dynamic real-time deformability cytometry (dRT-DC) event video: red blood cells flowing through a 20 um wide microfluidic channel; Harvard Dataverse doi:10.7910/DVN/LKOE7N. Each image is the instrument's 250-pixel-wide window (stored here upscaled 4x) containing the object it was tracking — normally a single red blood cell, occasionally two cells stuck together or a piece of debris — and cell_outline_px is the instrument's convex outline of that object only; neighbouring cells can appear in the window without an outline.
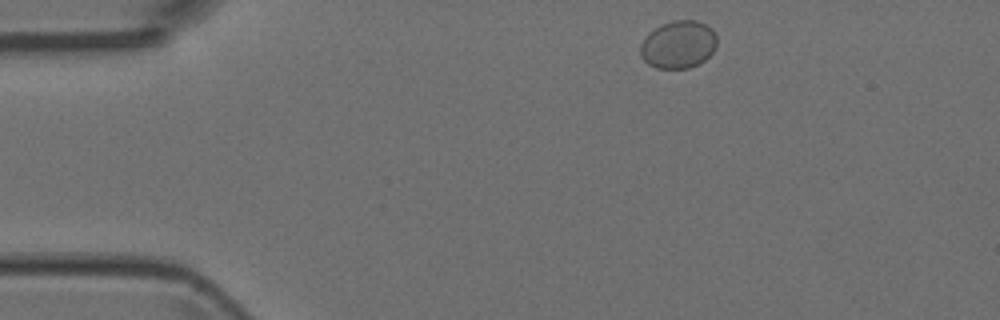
{"species": "Egyptian fruit bat (a non-hibernating species)", "species_latin": "Rousettus aegyptiacus", "temperature_condition": "room temperature", "stored_images_in_passage": 3, "camera_frame_rate_fps": 3000, "um_per_image_px": 0.085, "animal": {"sex": "female"}, "frame": {"image": 1, "passage_image": 1, "time_ms": 0.0, "image_size_px": [1000, 320], "cell_outline_px": [[716, 48], [704, 60], [688, 68], [656, 68], [648, 64], [640, 56], [640, 44], [644, 36], [648, 32], [660, 24], [672, 20], [696, 20], [712, 28], [716, 36]], "centroid_in_image_um": [57.62, 3.77], "position_along_channel_um": 27.4, "area_um2": 21.44}}